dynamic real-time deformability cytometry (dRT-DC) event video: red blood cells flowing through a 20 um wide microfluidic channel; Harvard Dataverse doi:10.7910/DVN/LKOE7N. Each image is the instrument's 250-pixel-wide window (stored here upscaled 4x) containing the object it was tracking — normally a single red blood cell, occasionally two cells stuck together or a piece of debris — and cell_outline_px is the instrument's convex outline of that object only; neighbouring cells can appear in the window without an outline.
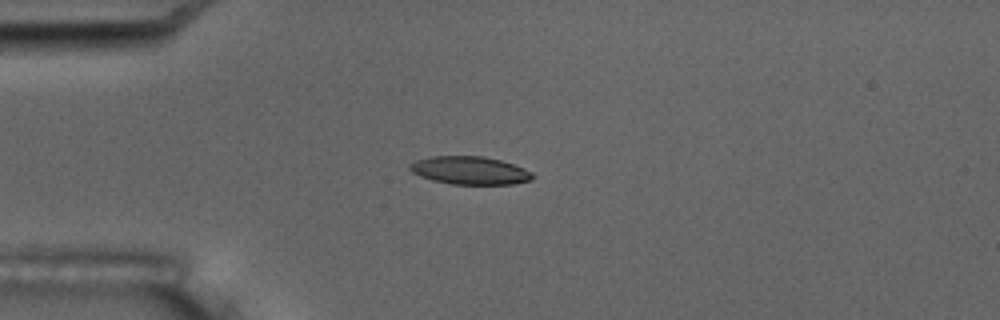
{"species": "common noctule bat (a hibernating species)", "species_latin": "Nyctalus noctula", "temperature_condition": "room temperature", "stored_images_in_passage": 5, "camera_frame_rate_fps": 3000, "um_per_image_px": 0.085, "animal": {"sex": "male", "body_mass_g": 17.5, "forearm_length_mm": 52.3}, "frame": {"image": 1, "passage_image": 4, "time_ms": 4.333, "image_size_px": [1000, 320], "cell_outline_px": [[536, 176], [532, 180], [512, 184], [452, 184], [432, 180], [420, 176], [412, 172], [408, 168], [408, 164], [416, 160], [432, 156], [480, 156], [500, 160], [524, 168], [532, 172]], "centroid_in_image_um": [39.93, 14.49], "position_along_channel_um": 45.1, "area_um2": 20.06}}